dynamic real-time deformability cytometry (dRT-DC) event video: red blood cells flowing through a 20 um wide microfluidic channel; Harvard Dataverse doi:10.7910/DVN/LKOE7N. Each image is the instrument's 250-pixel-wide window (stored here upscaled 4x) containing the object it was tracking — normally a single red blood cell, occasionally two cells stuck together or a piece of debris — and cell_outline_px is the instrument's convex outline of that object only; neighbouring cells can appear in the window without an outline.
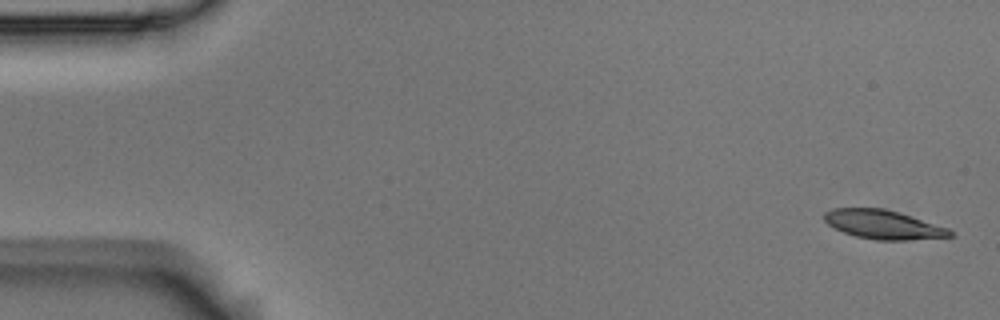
{"species": "Egyptian fruit bat (a non-hibernating species)", "species_latin": "Rousettus aegyptiacus", "temperature_condition": "room temperature", "stored_images_in_passage": 5, "camera_frame_rate_fps": 3000, "um_per_image_px": 0.085, "animal": {"sex": "male"}, "frame": {"image": 1, "passage_image": 1, "time_ms": 0.0, "image_size_px": [1000, 320], "cell_outline_px": [[952, 236], [908, 240], [876, 240], [856, 236], [844, 232], [828, 224], [824, 220], [824, 212], [832, 208], [884, 208], [900, 212], [948, 228], [952, 232]], "centroid_in_image_um": [75.06, 19.08], "position_along_channel_um": 9.9, "area_um2": 21.1}}
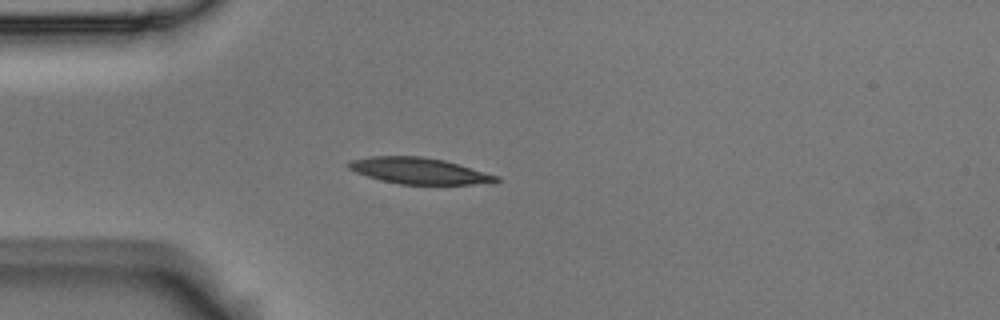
{"frame": {"image": 2, "passage_image": 4, "time_ms": 1.0, "image_size_px": [1000, 320], "cell_outline_px": [[500, 180], [472, 184], [400, 184], [380, 180], [356, 172], [348, 168], [348, 160], [372, 156], [420, 156], [444, 160], [500, 176]], "centroid_in_image_um": [35.58, 14.51], "position_along_channel_um": 49.4, "area_um2": 22.31}}